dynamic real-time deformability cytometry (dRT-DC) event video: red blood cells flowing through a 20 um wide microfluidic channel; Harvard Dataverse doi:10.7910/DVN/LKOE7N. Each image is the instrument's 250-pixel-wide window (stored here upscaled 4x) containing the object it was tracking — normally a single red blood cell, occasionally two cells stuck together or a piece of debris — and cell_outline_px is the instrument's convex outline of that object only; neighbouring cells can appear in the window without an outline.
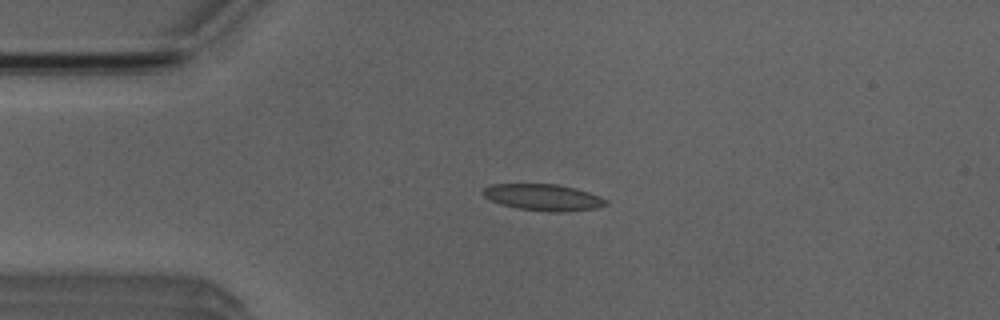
{"species": "Egyptian fruit bat (a non-hibernating species)", "species_latin": "Rousettus aegyptiacus", "temperature_condition": "room temperature", "stored_images_in_passage": 4, "camera_frame_rate_fps": 3000, "um_per_image_px": 0.085, "animal": {"sex": "male"}, "frame": {"image": 1, "passage_image": 3, "time_ms": 2.333, "image_size_px": [1000, 320], "cell_outline_px": [[608, 204], [596, 208], [564, 212], [548, 212], [520, 208], [500, 204], [484, 196], [480, 192], [484, 188], [492, 184], [556, 184], [576, 188], [600, 196], [608, 200]], "centroid_in_image_um": [46.2, 16.77], "position_along_channel_um": 38.8, "area_um2": 18.96}}